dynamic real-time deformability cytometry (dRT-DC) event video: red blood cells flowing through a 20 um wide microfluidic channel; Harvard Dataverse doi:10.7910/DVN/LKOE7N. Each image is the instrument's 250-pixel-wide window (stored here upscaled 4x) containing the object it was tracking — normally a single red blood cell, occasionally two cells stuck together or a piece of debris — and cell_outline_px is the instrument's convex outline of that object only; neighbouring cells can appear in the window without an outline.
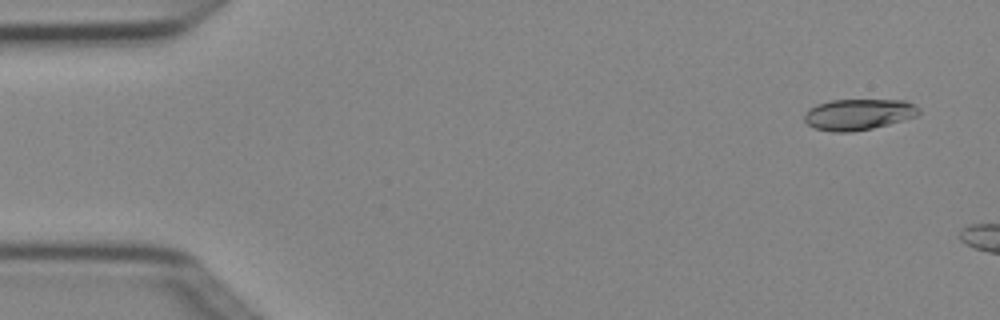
{"species": "Egyptian fruit bat (a non-hibernating species)", "species_latin": "Rousettus aegyptiacus", "temperature_condition": "cold", "stored_images_in_passage": 4, "camera_frame_rate_fps": 3000, "um_per_image_px": 0.085, "animal": {"sex": "female"}, "frame": {"image": 1, "passage_image": 1, "time_ms": 0.0, "image_size_px": [1000, 320], "cell_outline_px": [[920, 112], [916, 116], [888, 124], [872, 128], [852, 132], [832, 132], [816, 128], [808, 124], [804, 120], [804, 112], [808, 108], [816, 104], [832, 100], [904, 100], [916, 104], [920, 108]], "centroid_in_image_um": [72.96, 9.71], "position_along_channel_um": 12.0, "area_um2": 20.81}}